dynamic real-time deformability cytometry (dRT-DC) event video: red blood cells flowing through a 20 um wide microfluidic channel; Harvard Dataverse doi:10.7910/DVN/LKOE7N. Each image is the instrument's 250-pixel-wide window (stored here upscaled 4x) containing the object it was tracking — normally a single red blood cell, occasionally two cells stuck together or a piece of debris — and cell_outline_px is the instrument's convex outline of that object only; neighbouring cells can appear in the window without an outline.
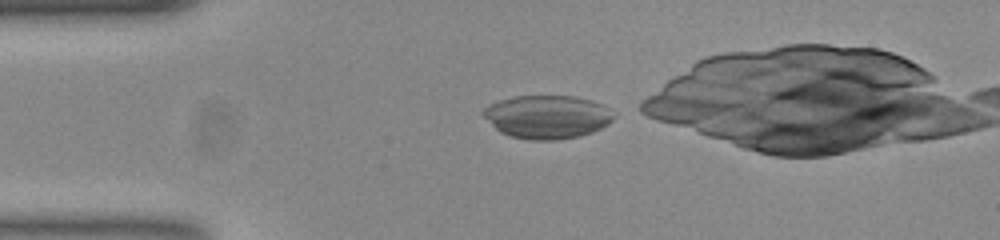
{"species": "common noctule bat (a hibernating species)", "species_latin": "Nyctalus noctula", "temperature_condition": "room temperature", "stored_images_in_passage": 33, "camera_frame_rate_fps": 3000, "um_per_image_px": 0.085, "animal": {"sex": "female", "body_mass_g": 23.0, "forearm_length_mm": 53.4}, "frame": {"image": 1, "passage_image": 1, "time_ms": 0.0, "image_size_px": [1000, 240], "cell_outline_px": [[616, 112], [612, 120], [608, 124], [592, 132], [580, 136], [556, 140], [532, 140], [512, 136], [500, 132], [484, 116], [484, 108], [500, 100], [516, 96], [572, 96], [592, 100]], "centroid_in_image_um": [46.56, 9.93], "position_along_channel_um": 38.4, "area_um2": 32.66}}
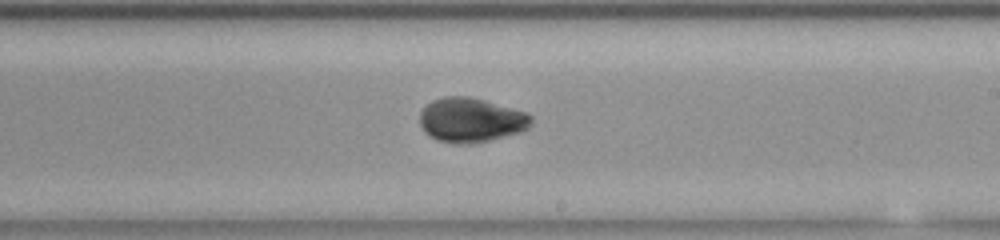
{"frame": {"image": 2, "passage_image": 20, "time_ms": 6.333, "image_size_px": [1000, 240], "cell_outline_px": [[532, 124], [528, 128], [520, 132], [472, 144], [456, 144], [436, 140], [428, 136], [424, 132], [420, 124], [420, 112], [432, 100], [444, 96], [468, 96], [484, 100], [528, 112], [532, 116]], "centroid_in_image_um": [40.03, 10.2], "position_along_channel_um": 249.0, "area_um2": 29.07}}
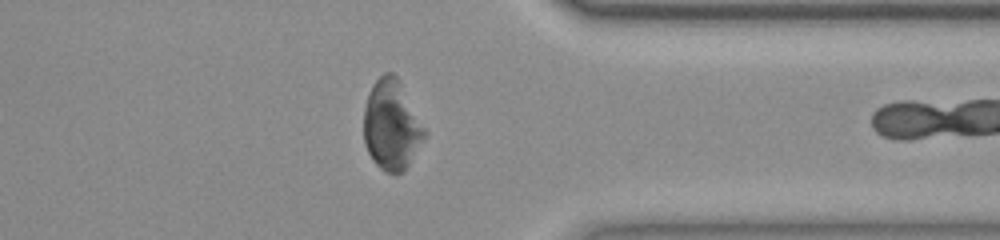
{"frame": {"image": 3, "passage_image": 31, "time_ms": 10.0, "image_size_px": [1000, 240], "cell_outline_px": [[424, 136], [404, 172], [388, 172], [380, 168], [372, 160], [368, 152], [364, 140], [364, 108], [372, 84], [384, 72], [392, 72], [396, 76], [424, 128]], "centroid_in_image_um": [33.23, 10.63], "position_along_channel_um": 378.2, "area_um2": 30.92}}